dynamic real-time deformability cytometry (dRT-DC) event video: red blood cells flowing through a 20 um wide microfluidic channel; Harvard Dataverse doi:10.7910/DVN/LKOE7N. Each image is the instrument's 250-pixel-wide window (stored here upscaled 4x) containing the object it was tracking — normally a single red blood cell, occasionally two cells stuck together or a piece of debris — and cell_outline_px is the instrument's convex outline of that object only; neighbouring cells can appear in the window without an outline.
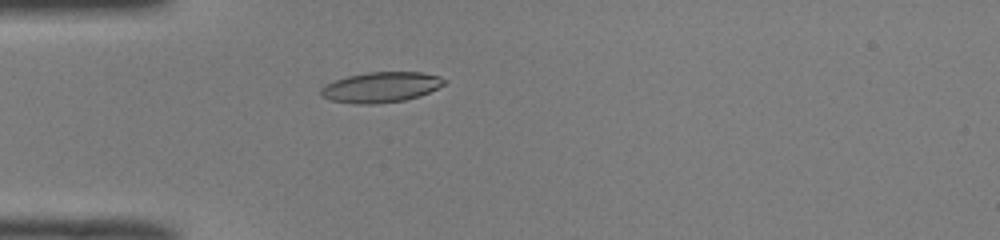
{"species": "common noctule bat (a hibernating species)", "species_latin": "Nyctalus noctula", "temperature_condition": "room temperature", "stored_images_in_passage": 33, "camera_frame_rate_fps": 3000, "um_per_image_px": 0.085, "animal": {"sex": "male", "body_mass_g": 19.0, "forearm_length_mm": 50.8}, "frame": {"image": 1, "passage_image": 3, "time_ms": 0.667, "image_size_px": [1000, 240], "cell_outline_px": [[448, 84], [420, 96], [404, 100], [372, 104], [356, 104], [332, 100], [320, 96], [320, 88], [324, 84], [348, 76], [368, 72], [420, 72], [440, 76], [448, 80]], "centroid_in_image_um": [32.42, 7.41], "position_along_channel_um": 52.6, "area_um2": 22.02}}
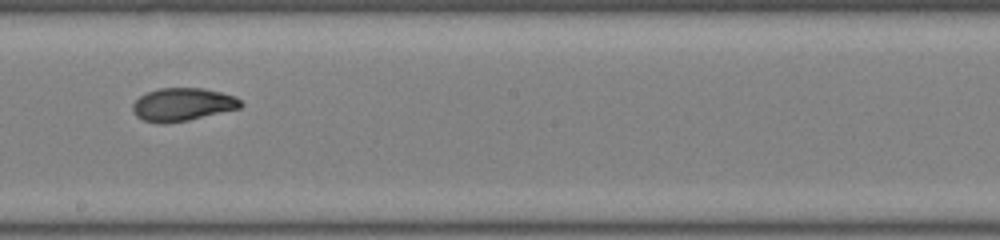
{"frame": {"image": 2, "passage_image": 17, "time_ms": 5.333, "image_size_px": [1000, 240], "cell_outline_px": [[244, 104], [240, 108], [188, 120], [164, 124], [160, 124], [144, 120], [136, 116], [132, 112], [132, 104], [140, 96], [148, 92], [160, 88], [204, 88], [236, 96]], "centroid_in_image_um": [15.51, 8.88], "position_along_channel_um": 232.7, "area_um2": 20.81}}
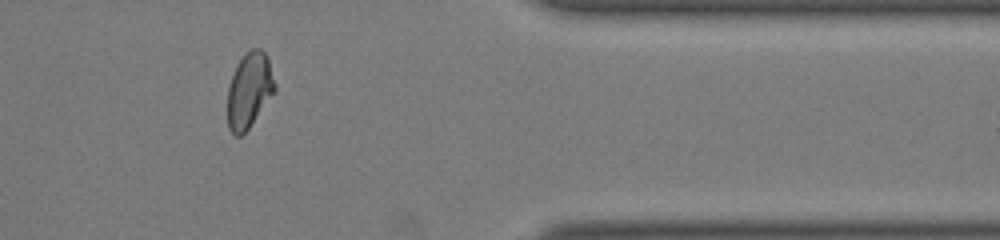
{"frame": {"image": 3, "passage_image": 30, "time_ms": 9.667, "image_size_px": [1000, 240], "cell_outline_px": [[276, 92], [248, 128], [240, 136], [236, 136], [228, 128], [228, 88], [236, 64], [252, 48], [260, 48], [268, 56], [276, 84]], "centroid_in_image_um": [21.22, 7.66], "position_along_channel_um": 390.2, "area_um2": 20.75}, "authors_computed_cell_mechanics": {"area_um2": 20.8658, "velocity_mm_per_s": 4.0686, "shape_relaxation_time_tau1_ms": 9.5289, "shape_relaxation_time_tau2_ms": 1.4768, "deformation_change_tau1": 0.2635, "deformation_change_tau2": 0.0647}}